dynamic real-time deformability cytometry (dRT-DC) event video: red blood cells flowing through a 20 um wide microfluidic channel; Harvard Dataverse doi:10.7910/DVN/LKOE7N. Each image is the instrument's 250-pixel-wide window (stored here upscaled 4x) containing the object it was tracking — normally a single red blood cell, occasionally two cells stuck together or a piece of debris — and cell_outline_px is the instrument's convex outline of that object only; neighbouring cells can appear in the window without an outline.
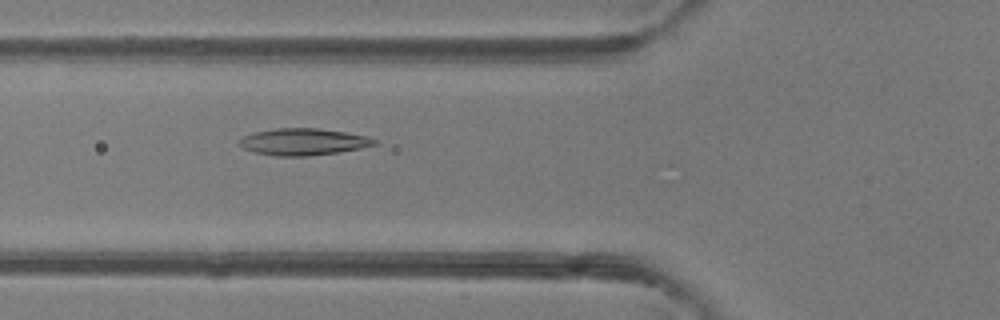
{"species": "common noctule bat (a hibernating species)", "species_latin": "Nyctalus noctula", "temperature_condition": "room temperature", "stored_images_in_passage": 50, "camera_frame_rate_fps": 3000, "um_per_image_px": 0.085, "animal": {"sex": "female"}, "frame": {"image": 1, "passage_image": 19, "time_ms": 6.0, "image_size_px": [1000, 320], "cell_outline_px": [[380, 144], [360, 148], [336, 152], [308, 156], [276, 156], [256, 152], [244, 148], [236, 144], [244, 136], [256, 132], [276, 128], [320, 128], [368, 136], [380, 140]], "centroid_in_image_um": [25.84, 12.05], "position_along_channel_um": 100.0, "area_um2": 21.1}}
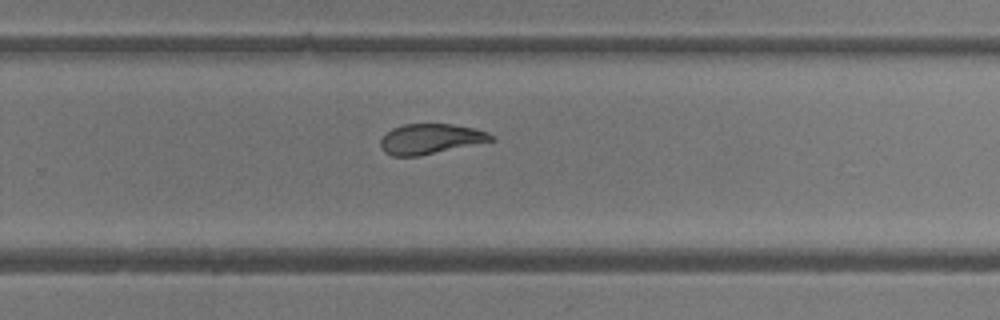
{"frame": {"image": 2, "passage_image": 33, "time_ms": 10.667, "image_size_px": [1000, 320], "cell_outline_px": [[496, 140], [416, 156], [392, 156], [384, 152], [380, 148], [380, 140], [392, 128], [404, 124], [452, 124], [472, 128], [488, 132]], "centroid_in_image_um": [36.56, 11.8], "position_along_channel_um": 293.2, "area_um2": 19.19}}
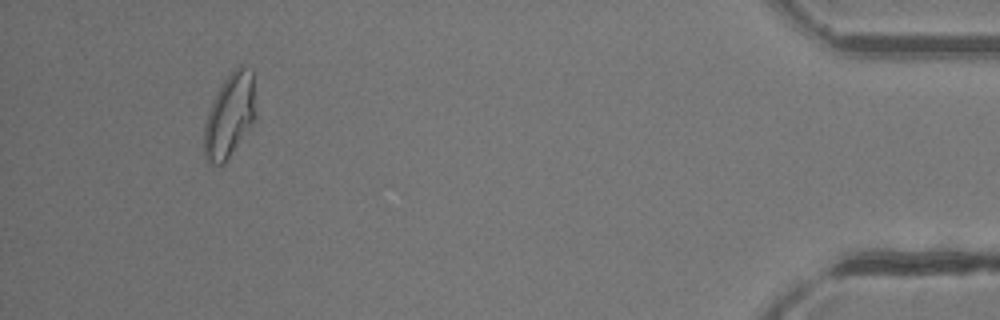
{"frame": {"image": 3, "passage_image": 47, "time_ms": 15.333, "image_size_px": [1000, 320], "cell_outline_px": [[256, 120], [224, 164], [208, 164], [204, 156], [204, 124], [208, 112], [224, 80], [232, 68], [240, 64], [252, 68], [256, 116]], "centroid_in_image_um": [19.54, 9.82], "position_along_channel_um": 415.7, "area_um2": 25.43}, "authors_computed_cell_mechanics": {"area_um2": 21.7039, "velocity_mm_per_s": 4.1348, "shape_relaxation_time_tau1_ms": 5.9578, "shape_relaxation_time_tau2_ms": 1.7172, "deformation_change_tau1": 0.1662, "deformation_change_tau2": 0.0826}}